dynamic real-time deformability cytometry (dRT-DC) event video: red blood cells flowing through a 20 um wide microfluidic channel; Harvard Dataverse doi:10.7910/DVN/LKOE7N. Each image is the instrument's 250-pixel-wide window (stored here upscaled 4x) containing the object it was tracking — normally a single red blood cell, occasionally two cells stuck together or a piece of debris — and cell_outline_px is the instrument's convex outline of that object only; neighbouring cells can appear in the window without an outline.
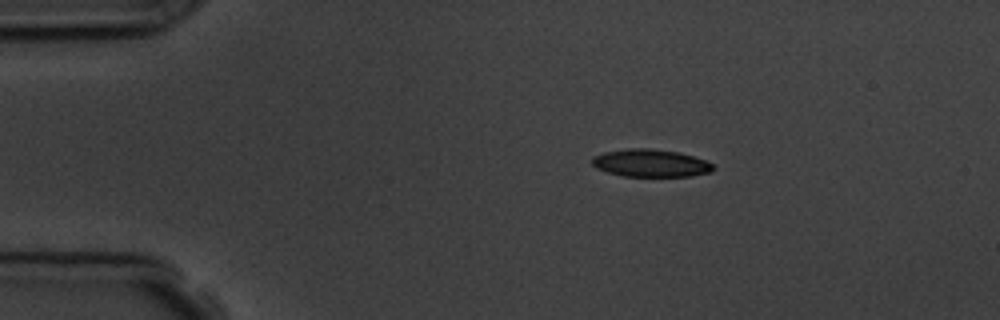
{"species": "common noctule bat (a hibernating species)", "species_latin": "Nyctalus noctula", "temperature_condition": "room temperature", "stored_images_in_passage": 4, "camera_frame_rate_fps": 3000, "um_per_image_px": 0.085, "animal": {"sex": "male", "body_mass_g": 19.5, "forearm_length_mm": 54.6}, "frame": {"image": 1, "passage_image": 1, "time_ms": 0.0, "image_size_px": [1000, 320], "cell_outline_px": [[716, 168], [712, 172], [692, 176], [624, 176], [608, 172], [596, 168], [592, 164], [592, 156], [604, 152], [628, 148], [652, 148], [680, 152], [704, 160], [712, 164]], "centroid_in_image_um": [55.31, 13.86], "position_along_channel_um": 29.7, "area_um2": 19.59}}
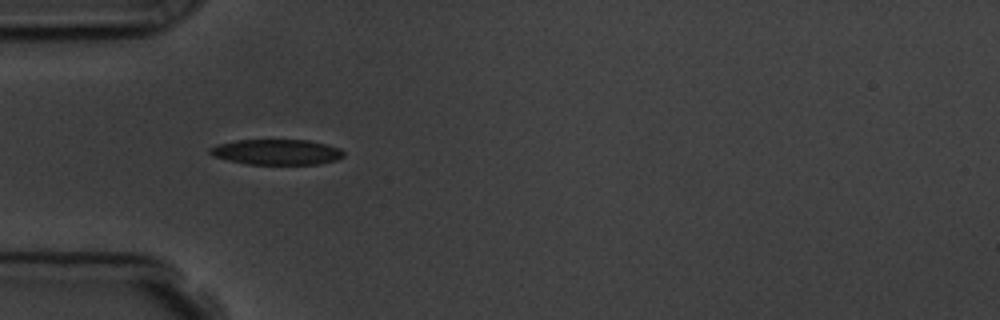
{"frame": {"image": 2, "passage_image": 3, "time_ms": 2.333, "image_size_px": [1000, 320], "cell_outline_px": [[344, 156], [336, 160], [320, 164], [248, 164], [228, 160], [216, 156], [208, 152], [208, 148], [216, 144], [236, 140], [308, 140], [340, 148], [344, 152]], "centroid_in_image_um": [23.51, 12.92], "position_along_channel_um": 61.5, "area_um2": 19.77}}